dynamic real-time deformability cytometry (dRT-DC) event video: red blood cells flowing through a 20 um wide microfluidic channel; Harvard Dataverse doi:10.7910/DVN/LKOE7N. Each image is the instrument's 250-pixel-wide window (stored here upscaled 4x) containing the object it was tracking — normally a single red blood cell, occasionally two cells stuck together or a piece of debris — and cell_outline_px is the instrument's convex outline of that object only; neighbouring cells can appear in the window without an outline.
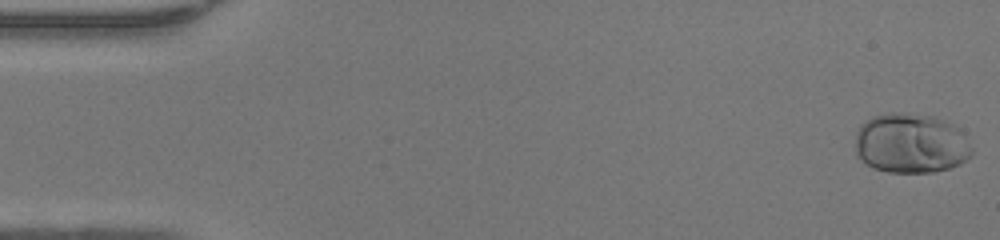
{"species": "human", "species_latin": "Homo sapiens", "temperature_condition": "warm", "stored_images_in_passage": 48, "camera_frame_rate_fps": 3000, "um_per_image_px": 0.085, "donor": {"sex": "female"}, "frame": {"image": 1, "passage_image": 1, "time_ms": 0.0, "image_size_px": [1000, 240], "cell_outline_px": [[972, 156], [960, 164], [948, 168], [932, 172], [888, 172], [872, 168], [860, 160], [856, 156], [856, 132], [860, 124], [864, 120], [872, 116], [892, 112], [936, 116], [952, 124], [964, 136], [972, 148]], "centroid_in_image_um": [77.38, 12.19], "position_along_channel_um": 7.6, "area_um2": 40.92}}
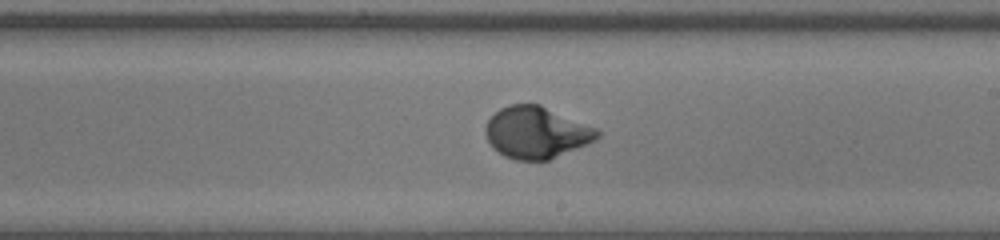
{"frame": {"image": 2, "passage_image": 28, "time_ms": 9.0, "image_size_px": [1000, 240], "cell_outline_px": [[600, 136], [596, 140], [588, 144], [548, 160], [516, 160], [504, 156], [492, 148], [484, 132], [484, 128], [488, 120], [500, 108], [508, 104], [540, 104], [596, 128], [600, 132]], "centroid_in_image_um": [45.57, 11.26], "position_along_channel_um": 243.4, "area_um2": 33.76}}
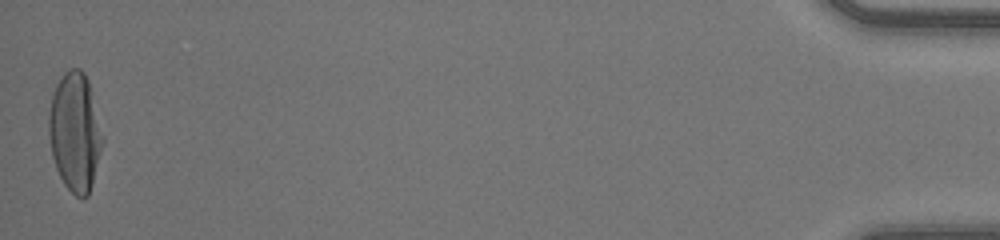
{"frame": {"image": 3, "passage_image": 48, "time_ms": 15.667, "image_size_px": [1000, 240], "cell_outline_px": [[104, 140], [92, 184], [88, 196], [84, 200], [76, 196], [64, 184], [56, 168], [52, 156], [48, 132], [48, 112], [52, 96], [56, 84], [60, 76], [68, 68], [80, 68], [84, 72], [88, 80], [104, 136]], "centroid_in_image_um": [6.37, 11.21], "position_along_channel_um": 428.8, "area_um2": 37.51}, "authors_computed_cell_mechanics": {"area_um2": 33.6974, "velocity_mm_per_s": 4.2916, "shape_relaxation_time_tau1_ms": 2.7526, "shape_relaxation_time_tau2_ms": null, "deformation_change_tau1": 0.2136, "deformation_change_tau2": null}}